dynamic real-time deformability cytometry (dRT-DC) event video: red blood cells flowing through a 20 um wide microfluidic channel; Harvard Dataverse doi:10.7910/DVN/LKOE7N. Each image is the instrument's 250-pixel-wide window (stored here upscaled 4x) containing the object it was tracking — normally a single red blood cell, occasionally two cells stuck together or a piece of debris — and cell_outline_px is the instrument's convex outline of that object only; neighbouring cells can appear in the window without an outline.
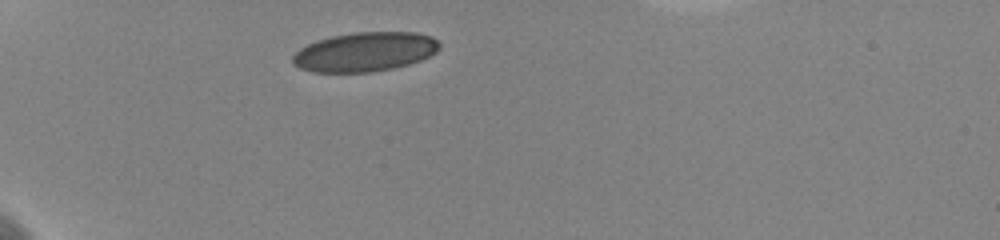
{"species": "human", "species_latin": "Homo sapiens", "temperature_condition": "cold", "stored_images_in_passage": 34, "camera_frame_rate_fps": 3000, "um_per_image_px": 0.085, "donor": {"sex": "female"}, "frame": {"image": 1, "passage_image": 1, "time_ms": 0.0, "image_size_px": [1000, 240], "cell_outline_px": [[440, 48], [436, 52], [420, 60], [408, 64], [392, 68], [372, 72], [312, 72], [300, 68], [292, 64], [292, 56], [300, 48], [316, 40], [332, 36], [356, 32], [416, 32], [432, 36], [440, 44]], "centroid_in_image_um": [31.0, 4.4], "position_along_channel_um": 54.0, "area_um2": 33.64}}
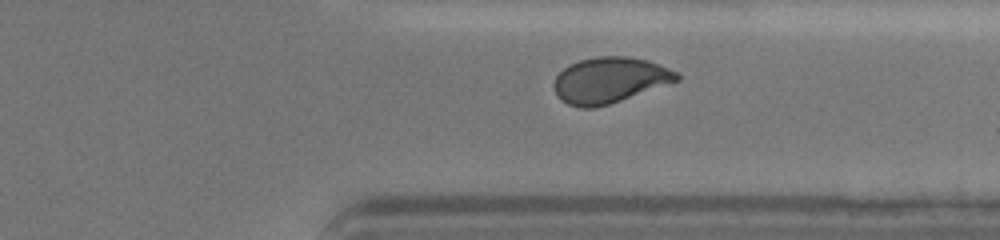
{"frame": {"image": 2, "passage_image": 29, "time_ms": 9.333, "image_size_px": [1000, 240], "cell_outline_px": [[680, 80], [608, 104], [592, 108], [580, 108], [568, 104], [560, 100], [556, 96], [552, 84], [556, 76], [568, 64], [580, 60], [596, 56], [628, 56], [648, 60], [668, 68], [676, 72], [680, 76]], "centroid_in_image_um": [51.77, 6.8], "position_along_channel_um": 359.6, "area_um2": 32.77}}
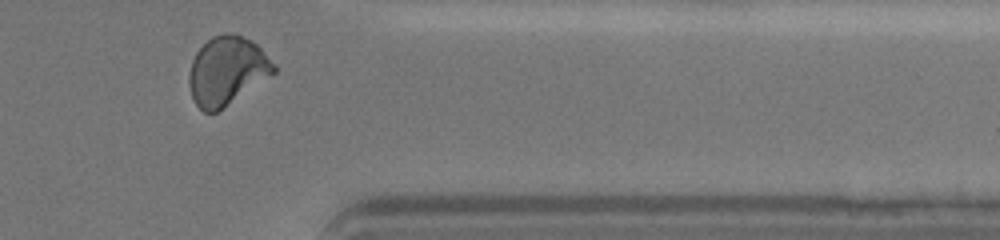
{"frame": {"image": 3, "passage_image": 32, "time_ms": 10.333, "image_size_px": [1000, 240], "cell_outline_px": [[276, 72], [216, 112], [204, 112], [196, 104], [192, 96], [188, 80], [188, 76], [192, 60], [196, 52], [212, 36], [224, 32], [236, 32], [252, 40], [276, 64]], "centroid_in_image_um": [19.29, 5.97], "position_along_channel_um": 392.1, "area_um2": 33.7}, "authors_computed_cell_mechanics": {"area_um2": 33.4084, "velocity_mm_per_s": 3.6004, "shape_relaxation_time_tau1_ms": 7.6103, "shape_relaxation_time_tau2_ms": 0.9304, "deformation_change_tau1": 0.1535, "deformation_change_tau2": 0.0457}}